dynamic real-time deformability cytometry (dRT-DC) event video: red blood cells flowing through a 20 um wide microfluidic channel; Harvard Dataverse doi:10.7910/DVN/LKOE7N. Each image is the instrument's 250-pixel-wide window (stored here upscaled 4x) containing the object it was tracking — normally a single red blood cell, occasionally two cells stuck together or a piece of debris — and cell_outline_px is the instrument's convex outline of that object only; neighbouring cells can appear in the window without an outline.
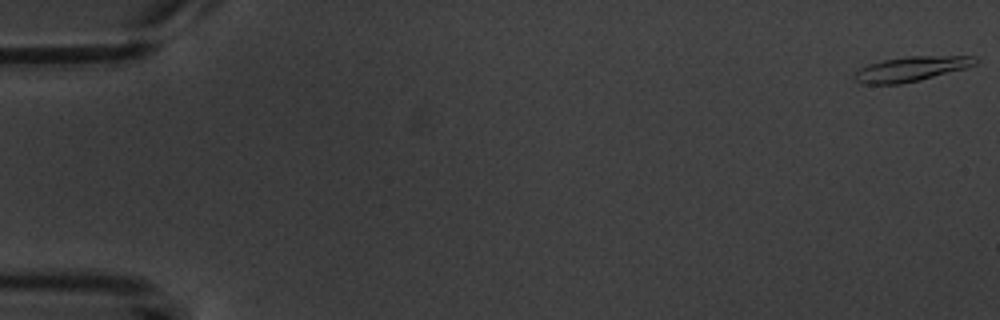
{"species": "common noctule bat (a hibernating species)", "species_latin": "Nyctalus noctula", "temperature_condition": "warm", "stored_images_in_passage": 6, "camera_frame_rate_fps": 3000, "um_per_image_px": 0.085, "animal": {"sex": "male", "body_mass_g": 20.1, "forearm_length_mm": 53.5}, "frame": {"image": 1, "passage_image": 1, "time_ms": 0.0, "image_size_px": [1000, 320], "cell_outline_px": [[980, 60], [976, 64], [964, 68], [920, 80], [900, 84], [864, 84], [856, 80], [852, 76], [860, 68], [868, 64], [880, 60], [904, 56], [976, 56]], "centroid_in_image_um": [77.43, 5.84], "position_along_channel_um": 7.6, "area_um2": 17.51}}
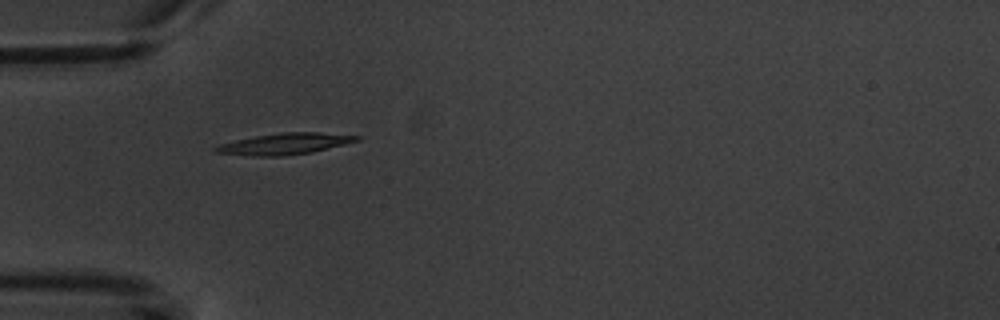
{"frame": {"image": 2, "passage_image": 5, "time_ms": 5.667, "image_size_px": [1000, 320], "cell_outline_px": [[360, 140], [312, 152], [284, 156], [252, 156], [216, 152], [212, 148], [220, 144], [236, 140], [256, 136], [280, 132], [320, 132], [360, 136]], "centroid_in_image_um": [24.2, 12.22], "position_along_channel_um": 60.8, "area_um2": 17.34}}